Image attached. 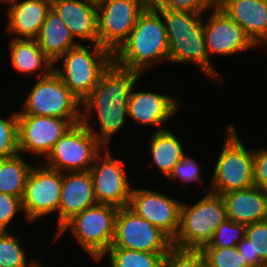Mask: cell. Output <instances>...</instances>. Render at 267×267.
<instances>
[{
  "instance_id": "obj_1",
  "label": "cell",
  "mask_w": 267,
  "mask_h": 267,
  "mask_svg": "<svg viewBox=\"0 0 267 267\" xmlns=\"http://www.w3.org/2000/svg\"><path fill=\"white\" fill-rule=\"evenodd\" d=\"M142 76V73L112 62L102 73L97 86L82 101L81 122L104 147L110 146L111 138L125 126L128 100ZM93 112L97 115L99 130L90 124Z\"/></svg>"
},
{
  "instance_id": "obj_2",
  "label": "cell",
  "mask_w": 267,
  "mask_h": 267,
  "mask_svg": "<svg viewBox=\"0 0 267 267\" xmlns=\"http://www.w3.org/2000/svg\"><path fill=\"white\" fill-rule=\"evenodd\" d=\"M155 9L161 14L166 30L169 62L195 65L217 84L224 83L207 54L203 32L204 13Z\"/></svg>"
},
{
  "instance_id": "obj_3",
  "label": "cell",
  "mask_w": 267,
  "mask_h": 267,
  "mask_svg": "<svg viewBox=\"0 0 267 267\" xmlns=\"http://www.w3.org/2000/svg\"><path fill=\"white\" fill-rule=\"evenodd\" d=\"M160 61L169 63L167 35L161 14L149 4L138 16L127 40L113 54V62L143 74Z\"/></svg>"
},
{
  "instance_id": "obj_4",
  "label": "cell",
  "mask_w": 267,
  "mask_h": 267,
  "mask_svg": "<svg viewBox=\"0 0 267 267\" xmlns=\"http://www.w3.org/2000/svg\"><path fill=\"white\" fill-rule=\"evenodd\" d=\"M226 219V207L220 194L208 191L192 205L183 202L179 230L172 240L173 248L201 251Z\"/></svg>"
},
{
  "instance_id": "obj_5",
  "label": "cell",
  "mask_w": 267,
  "mask_h": 267,
  "mask_svg": "<svg viewBox=\"0 0 267 267\" xmlns=\"http://www.w3.org/2000/svg\"><path fill=\"white\" fill-rule=\"evenodd\" d=\"M79 43L61 56L62 67L53 71L64 85L82 102L97 86L102 73L113 62V54L99 44ZM90 48V49H89Z\"/></svg>"
},
{
  "instance_id": "obj_6",
  "label": "cell",
  "mask_w": 267,
  "mask_h": 267,
  "mask_svg": "<svg viewBox=\"0 0 267 267\" xmlns=\"http://www.w3.org/2000/svg\"><path fill=\"white\" fill-rule=\"evenodd\" d=\"M225 137L222 150L216 159L209 187L204 189L205 193L209 190L221 195L255 186L253 150L245 147L232 124L228 125Z\"/></svg>"
},
{
  "instance_id": "obj_7",
  "label": "cell",
  "mask_w": 267,
  "mask_h": 267,
  "mask_svg": "<svg viewBox=\"0 0 267 267\" xmlns=\"http://www.w3.org/2000/svg\"><path fill=\"white\" fill-rule=\"evenodd\" d=\"M118 207L99 204L86 208L68 220L56 234V240L71 229L73 238L94 260L99 259L111 247Z\"/></svg>"
},
{
  "instance_id": "obj_8",
  "label": "cell",
  "mask_w": 267,
  "mask_h": 267,
  "mask_svg": "<svg viewBox=\"0 0 267 267\" xmlns=\"http://www.w3.org/2000/svg\"><path fill=\"white\" fill-rule=\"evenodd\" d=\"M36 80L18 114L52 116L67 119L73 125L82 121V102L54 71Z\"/></svg>"
},
{
  "instance_id": "obj_9",
  "label": "cell",
  "mask_w": 267,
  "mask_h": 267,
  "mask_svg": "<svg viewBox=\"0 0 267 267\" xmlns=\"http://www.w3.org/2000/svg\"><path fill=\"white\" fill-rule=\"evenodd\" d=\"M104 146L82 122L72 125L54 144L43 164L57 171H89Z\"/></svg>"
},
{
  "instance_id": "obj_10",
  "label": "cell",
  "mask_w": 267,
  "mask_h": 267,
  "mask_svg": "<svg viewBox=\"0 0 267 267\" xmlns=\"http://www.w3.org/2000/svg\"><path fill=\"white\" fill-rule=\"evenodd\" d=\"M150 3V0L98 1L99 45L114 54L127 40L138 16Z\"/></svg>"
},
{
  "instance_id": "obj_11",
  "label": "cell",
  "mask_w": 267,
  "mask_h": 267,
  "mask_svg": "<svg viewBox=\"0 0 267 267\" xmlns=\"http://www.w3.org/2000/svg\"><path fill=\"white\" fill-rule=\"evenodd\" d=\"M41 162L31 168L22 197L24 217L28 222L58 213L63 172L52 169Z\"/></svg>"
},
{
  "instance_id": "obj_12",
  "label": "cell",
  "mask_w": 267,
  "mask_h": 267,
  "mask_svg": "<svg viewBox=\"0 0 267 267\" xmlns=\"http://www.w3.org/2000/svg\"><path fill=\"white\" fill-rule=\"evenodd\" d=\"M111 247L150 253H168L172 239L160 228L139 217L128 206L119 208Z\"/></svg>"
},
{
  "instance_id": "obj_13",
  "label": "cell",
  "mask_w": 267,
  "mask_h": 267,
  "mask_svg": "<svg viewBox=\"0 0 267 267\" xmlns=\"http://www.w3.org/2000/svg\"><path fill=\"white\" fill-rule=\"evenodd\" d=\"M109 149L104 147L96 156L89 173L97 203L123 208L129 205L132 188L124 160H115Z\"/></svg>"
},
{
  "instance_id": "obj_14",
  "label": "cell",
  "mask_w": 267,
  "mask_h": 267,
  "mask_svg": "<svg viewBox=\"0 0 267 267\" xmlns=\"http://www.w3.org/2000/svg\"><path fill=\"white\" fill-rule=\"evenodd\" d=\"M73 124L52 116L18 114L19 153L46 158L54 144Z\"/></svg>"
},
{
  "instance_id": "obj_15",
  "label": "cell",
  "mask_w": 267,
  "mask_h": 267,
  "mask_svg": "<svg viewBox=\"0 0 267 267\" xmlns=\"http://www.w3.org/2000/svg\"><path fill=\"white\" fill-rule=\"evenodd\" d=\"M182 203L164 193L132 188L128 207L173 240L179 230Z\"/></svg>"
},
{
  "instance_id": "obj_16",
  "label": "cell",
  "mask_w": 267,
  "mask_h": 267,
  "mask_svg": "<svg viewBox=\"0 0 267 267\" xmlns=\"http://www.w3.org/2000/svg\"><path fill=\"white\" fill-rule=\"evenodd\" d=\"M203 32L209 58L213 55H235L254 48L253 42L244 33L242 27L231 19L217 5L211 9Z\"/></svg>"
},
{
  "instance_id": "obj_17",
  "label": "cell",
  "mask_w": 267,
  "mask_h": 267,
  "mask_svg": "<svg viewBox=\"0 0 267 267\" xmlns=\"http://www.w3.org/2000/svg\"><path fill=\"white\" fill-rule=\"evenodd\" d=\"M128 100V118L138 124L159 126L158 131L167 129L165 122L177 114L180 105L179 97L168 96L151 91H134Z\"/></svg>"
},
{
  "instance_id": "obj_18",
  "label": "cell",
  "mask_w": 267,
  "mask_h": 267,
  "mask_svg": "<svg viewBox=\"0 0 267 267\" xmlns=\"http://www.w3.org/2000/svg\"><path fill=\"white\" fill-rule=\"evenodd\" d=\"M51 8L70 30L77 42L99 44L97 2L92 0H51Z\"/></svg>"
},
{
  "instance_id": "obj_19",
  "label": "cell",
  "mask_w": 267,
  "mask_h": 267,
  "mask_svg": "<svg viewBox=\"0 0 267 267\" xmlns=\"http://www.w3.org/2000/svg\"><path fill=\"white\" fill-rule=\"evenodd\" d=\"M97 204L89 171L63 173L57 231L74 215Z\"/></svg>"
},
{
  "instance_id": "obj_20",
  "label": "cell",
  "mask_w": 267,
  "mask_h": 267,
  "mask_svg": "<svg viewBox=\"0 0 267 267\" xmlns=\"http://www.w3.org/2000/svg\"><path fill=\"white\" fill-rule=\"evenodd\" d=\"M6 32L14 38L36 39L41 31L51 0H10L7 2Z\"/></svg>"
},
{
  "instance_id": "obj_21",
  "label": "cell",
  "mask_w": 267,
  "mask_h": 267,
  "mask_svg": "<svg viewBox=\"0 0 267 267\" xmlns=\"http://www.w3.org/2000/svg\"><path fill=\"white\" fill-rule=\"evenodd\" d=\"M227 219L249 225L267 220V191L252 187L221 194Z\"/></svg>"
},
{
  "instance_id": "obj_22",
  "label": "cell",
  "mask_w": 267,
  "mask_h": 267,
  "mask_svg": "<svg viewBox=\"0 0 267 267\" xmlns=\"http://www.w3.org/2000/svg\"><path fill=\"white\" fill-rule=\"evenodd\" d=\"M217 6L238 23L253 44L267 25V0H217Z\"/></svg>"
},
{
  "instance_id": "obj_23",
  "label": "cell",
  "mask_w": 267,
  "mask_h": 267,
  "mask_svg": "<svg viewBox=\"0 0 267 267\" xmlns=\"http://www.w3.org/2000/svg\"><path fill=\"white\" fill-rule=\"evenodd\" d=\"M9 47L13 70L27 76L39 71L36 79L53 71L54 63L41 51L36 39L13 38Z\"/></svg>"
},
{
  "instance_id": "obj_24",
  "label": "cell",
  "mask_w": 267,
  "mask_h": 267,
  "mask_svg": "<svg viewBox=\"0 0 267 267\" xmlns=\"http://www.w3.org/2000/svg\"><path fill=\"white\" fill-rule=\"evenodd\" d=\"M36 40L41 51L53 63L68 50L79 44L71 35L68 27L52 8L47 12Z\"/></svg>"
},
{
  "instance_id": "obj_25",
  "label": "cell",
  "mask_w": 267,
  "mask_h": 267,
  "mask_svg": "<svg viewBox=\"0 0 267 267\" xmlns=\"http://www.w3.org/2000/svg\"><path fill=\"white\" fill-rule=\"evenodd\" d=\"M150 135V155L152 163L167 178L174 166L185 155L183 145L177 135L170 128L155 132Z\"/></svg>"
},
{
  "instance_id": "obj_26",
  "label": "cell",
  "mask_w": 267,
  "mask_h": 267,
  "mask_svg": "<svg viewBox=\"0 0 267 267\" xmlns=\"http://www.w3.org/2000/svg\"><path fill=\"white\" fill-rule=\"evenodd\" d=\"M32 167L22 153L0 160V192L22 199Z\"/></svg>"
},
{
  "instance_id": "obj_27",
  "label": "cell",
  "mask_w": 267,
  "mask_h": 267,
  "mask_svg": "<svg viewBox=\"0 0 267 267\" xmlns=\"http://www.w3.org/2000/svg\"><path fill=\"white\" fill-rule=\"evenodd\" d=\"M236 247L249 267H263L267 262V220L247 225L245 237Z\"/></svg>"
},
{
  "instance_id": "obj_28",
  "label": "cell",
  "mask_w": 267,
  "mask_h": 267,
  "mask_svg": "<svg viewBox=\"0 0 267 267\" xmlns=\"http://www.w3.org/2000/svg\"><path fill=\"white\" fill-rule=\"evenodd\" d=\"M166 254L110 247L99 260L109 257L110 267H163Z\"/></svg>"
},
{
  "instance_id": "obj_29",
  "label": "cell",
  "mask_w": 267,
  "mask_h": 267,
  "mask_svg": "<svg viewBox=\"0 0 267 267\" xmlns=\"http://www.w3.org/2000/svg\"><path fill=\"white\" fill-rule=\"evenodd\" d=\"M20 237L7 232H0V267H36L40 261H28L26 250Z\"/></svg>"
},
{
  "instance_id": "obj_30",
  "label": "cell",
  "mask_w": 267,
  "mask_h": 267,
  "mask_svg": "<svg viewBox=\"0 0 267 267\" xmlns=\"http://www.w3.org/2000/svg\"><path fill=\"white\" fill-rule=\"evenodd\" d=\"M247 225L226 219L222 222L204 248H228L237 246L245 237Z\"/></svg>"
},
{
  "instance_id": "obj_31",
  "label": "cell",
  "mask_w": 267,
  "mask_h": 267,
  "mask_svg": "<svg viewBox=\"0 0 267 267\" xmlns=\"http://www.w3.org/2000/svg\"><path fill=\"white\" fill-rule=\"evenodd\" d=\"M19 153L18 112L8 118L0 117V160Z\"/></svg>"
},
{
  "instance_id": "obj_32",
  "label": "cell",
  "mask_w": 267,
  "mask_h": 267,
  "mask_svg": "<svg viewBox=\"0 0 267 267\" xmlns=\"http://www.w3.org/2000/svg\"><path fill=\"white\" fill-rule=\"evenodd\" d=\"M201 252L213 267H249L236 246L203 248Z\"/></svg>"
},
{
  "instance_id": "obj_33",
  "label": "cell",
  "mask_w": 267,
  "mask_h": 267,
  "mask_svg": "<svg viewBox=\"0 0 267 267\" xmlns=\"http://www.w3.org/2000/svg\"><path fill=\"white\" fill-rule=\"evenodd\" d=\"M196 158L186 156V154L182 157V159L174 166L172 172L169 174L167 179H171L174 182L182 181L183 187L188 182H196L202 183V178L200 175L201 166L200 163L195 160Z\"/></svg>"
},
{
  "instance_id": "obj_34",
  "label": "cell",
  "mask_w": 267,
  "mask_h": 267,
  "mask_svg": "<svg viewBox=\"0 0 267 267\" xmlns=\"http://www.w3.org/2000/svg\"><path fill=\"white\" fill-rule=\"evenodd\" d=\"M154 8L205 13L217 5V0H150Z\"/></svg>"
},
{
  "instance_id": "obj_35",
  "label": "cell",
  "mask_w": 267,
  "mask_h": 267,
  "mask_svg": "<svg viewBox=\"0 0 267 267\" xmlns=\"http://www.w3.org/2000/svg\"><path fill=\"white\" fill-rule=\"evenodd\" d=\"M17 212H23L21 198L0 192V232H7Z\"/></svg>"
},
{
  "instance_id": "obj_36",
  "label": "cell",
  "mask_w": 267,
  "mask_h": 267,
  "mask_svg": "<svg viewBox=\"0 0 267 267\" xmlns=\"http://www.w3.org/2000/svg\"><path fill=\"white\" fill-rule=\"evenodd\" d=\"M163 267H196V251L172 248L164 257Z\"/></svg>"
},
{
  "instance_id": "obj_37",
  "label": "cell",
  "mask_w": 267,
  "mask_h": 267,
  "mask_svg": "<svg viewBox=\"0 0 267 267\" xmlns=\"http://www.w3.org/2000/svg\"><path fill=\"white\" fill-rule=\"evenodd\" d=\"M254 183L267 191V149L253 150Z\"/></svg>"
},
{
  "instance_id": "obj_38",
  "label": "cell",
  "mask_w": 267,
  "mask_h": 267,
  "mask_svg": "<svg viewBox=\"0 0 267 267\" xmlns=\"http://www.w3.org/2000/svg\"><path fill=\"white\" fill-rule=\"evenodd\" d=\"M196 267H213L203 256L201 251H196Z\"/></svg>"
},
{
  "instance_id": "obj_39",
  "label": "cell",
  "mask_w": 267,
  "mask_h": 267,
  "mask_svg": "<svg viewBox=\"0 0 267 267\" xmlns=\"http://www.w3.org/2000/svg\"><path fill=\"white\" fill-rule=\"evenodd\" d=\"M264 43V44H263ZM259 44L267 45V25L263 35L254 43V48Z\"/></svg>"
},
{
  "instance_id": "obj_40",
  "label": "cell",
  "mask_w": 267,
  "mask_h": 267,
  "mask_svg": "<svg viewBox=\"0 0 267 267\" xmlns=\"http://www.w3.org/2000/svg\"><path fill=\"white\" fill-rule=\"evenodd\" d=\"M10 0H0V4H5V3H7V2H9Z\"/></svg>"
},
{
  "instance_id": "obj_41",
  "label": "cell",
  "mask_w": 267,
  "mask_h": 267,
  "mask_svg": "<svg viewBox=\"0 0 267 267\" xmlns=\"http://www.w3.org/2000/svg\"><path fill=\"white\" fill-rule=\"evenodd\" d=\"M44 264H42L41 262L36 266V267H45L43 266Z\"/></svg>"
}]
</instances>
